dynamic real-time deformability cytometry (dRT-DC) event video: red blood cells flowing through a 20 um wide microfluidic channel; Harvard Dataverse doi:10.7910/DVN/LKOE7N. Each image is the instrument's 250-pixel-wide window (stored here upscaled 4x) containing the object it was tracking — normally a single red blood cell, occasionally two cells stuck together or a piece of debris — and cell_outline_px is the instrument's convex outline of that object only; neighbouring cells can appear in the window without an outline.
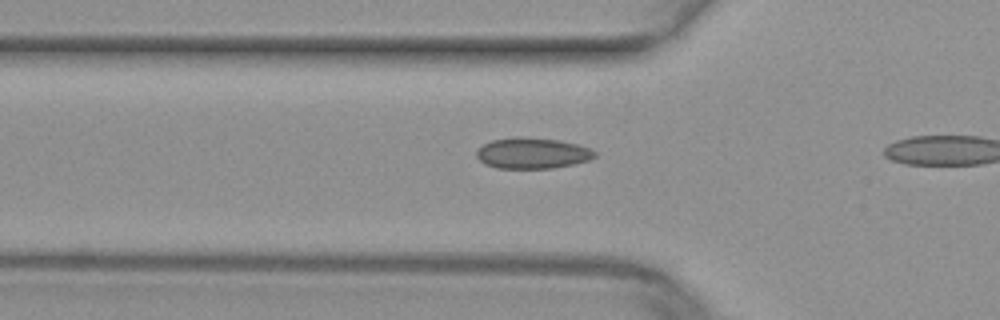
{"species": "common noctule bat (a hibernating species)", "species_latin": "Nyctalus noctula", "temperature_condition": "warm", "stored_images_in_passage": 11, "camera_frame_rate_fps": 3000, "um_per_image_px": 0.085, "animal": {"sex": "female", "body_mass_g": 29.2, "forearm_length_mm": 56.3}, "frame": {"image": 1, "passage_image": 10, "time_ms": 3.0, "image_size_px": [1000, 320], "cell_outline_px": [[596, 156], [588, 160], [572, 164], [552, 168], [496, 168], [484, 164], [476, 156], [476, 152], [484, 144], [492, 140], [516, 136], [520, 136], [560, 140], [576, 144], [588, 148], [596, 152]], "centroid_in_image_um": [45.22, 13.01], "position_along_channel_um": 80.6, "area_um2": 21.21}}